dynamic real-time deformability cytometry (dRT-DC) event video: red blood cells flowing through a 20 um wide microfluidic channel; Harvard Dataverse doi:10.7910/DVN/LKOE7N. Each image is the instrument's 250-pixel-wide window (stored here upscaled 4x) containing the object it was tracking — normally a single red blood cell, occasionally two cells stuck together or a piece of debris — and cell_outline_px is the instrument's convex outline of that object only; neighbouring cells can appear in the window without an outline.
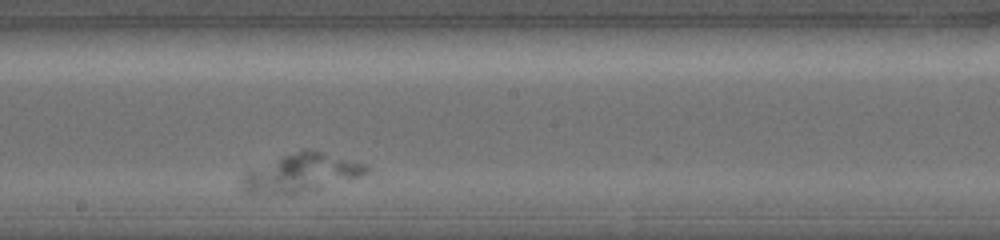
{"species": "common noctule bat (a hibernating species)", "species_latin": "Nyctalus noctula", "temperature_condition": "warm", "stored_images_in_passage": 26, "camera_frame_rate_fps": 5000, "um_per_image_px": 0.085, "animal": {"sex": "female", "body_mass_g": 19.0, "forearm_length_mm": 56.7}, "frame": {"image": 1, "passage_image": 12, "time_ms": 2.8, "image_size_px": [1000, 240], "cell_outline_px": [[368, 172], [360, 176], [320, 188], [300, 192], [244, 192], [240, 188], [240, 180], [248, 172], [284, 156], [308, 148], [364, 164], [368, 168]], "centroid_in_image_um": [25.62, 14.69], "position_along_channel_um": 222.6, "area_um2": 26.18}}
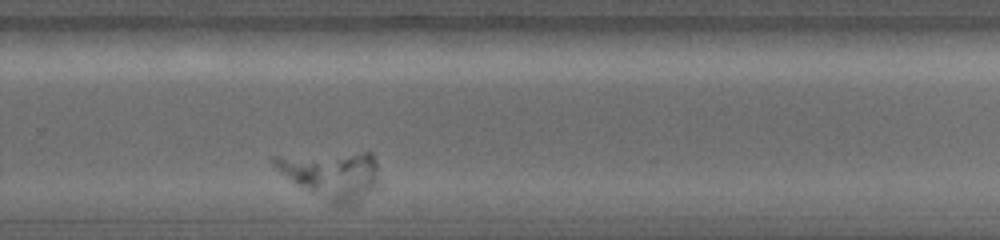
{"frame": {"image": 2, "passage_image": 19, "time_ms": 4.4, "image_size_px": [1000, 240], "cell_outline_px": [[384, 188], [352, 204], [332, 204], [296, 184], [280, 172], [272, 164], [272, 156], [360, 152], [372, 152], [384, 184]], "centroid_in_image_um": [28.34, 14.87], "position_along_channel_um": 301.5, "area_um2": 29.88}}
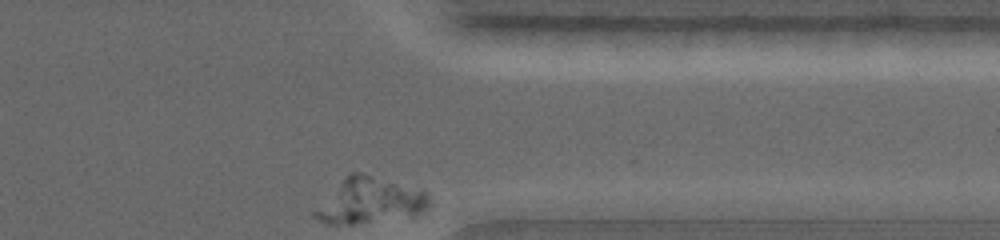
{"frame": {"image": 3, "passage_image": 26, "time_ms": 6.0, "image_size_px": [1000, 240], "cell_outline_px": [[432, 208], [428, 212], [416, 220], [352, 224], [328, 224], [312, 216], [312, 212], [348, 172], [360, 172], [428, 192], [432, 200]], "centroid_in_image_um": [31.6, 17.14], "position_along_channel_um": 379.8, "area_um2": 31.79}}